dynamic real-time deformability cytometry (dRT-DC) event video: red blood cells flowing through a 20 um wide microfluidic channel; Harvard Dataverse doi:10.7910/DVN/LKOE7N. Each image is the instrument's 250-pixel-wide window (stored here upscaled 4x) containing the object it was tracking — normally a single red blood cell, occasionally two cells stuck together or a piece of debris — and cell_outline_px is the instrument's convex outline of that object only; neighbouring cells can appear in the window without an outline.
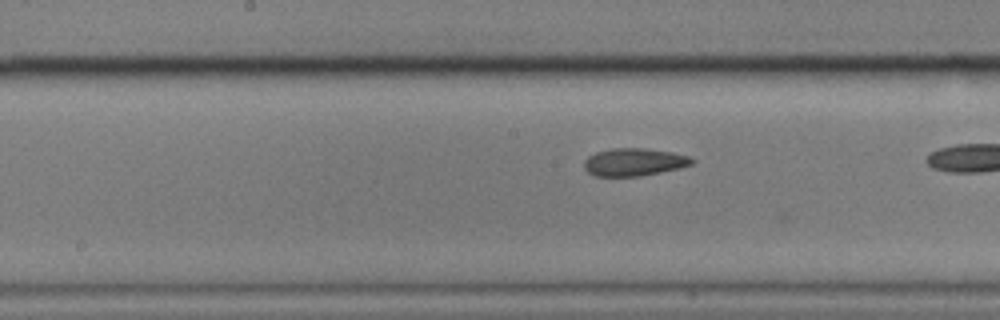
{"species": "common noctule bat (a hibernating species)", "species_latin": "Nyctalus noctula", "temperature_condition": "cold", "stored_images_in_passage": 16, "camera_frame_rate_fps": 3000, "um_per_image_px": 0.085, "animal": {"sex": "male", "body_mass_g": 17.9}, "frame": {"image": 1, "passage_image": 13, "time_ms": 4.0, "image_size_px": [1000, 320], "cell_outline_px": [[696, 160], [692, 164], [680, 168], [640, 176], [596, 176], [588, 172], [584, 168], [584, 160], [588, 156], [596, 152], [612, 148], [644, 148], [672, 152], [688, 156]], "centroid_in_image_um": [53.89, 13.77], "position_along_channel_um": 194.3, "area_um2": 17.4}}